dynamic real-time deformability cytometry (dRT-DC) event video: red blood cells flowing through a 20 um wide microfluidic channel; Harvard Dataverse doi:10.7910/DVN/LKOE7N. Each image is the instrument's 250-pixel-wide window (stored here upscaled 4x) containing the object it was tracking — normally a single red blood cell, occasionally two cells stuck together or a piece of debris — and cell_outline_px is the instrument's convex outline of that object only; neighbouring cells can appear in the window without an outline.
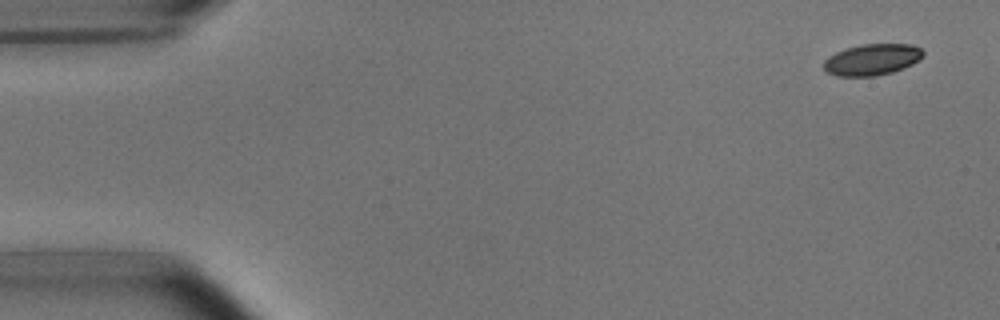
{"species": "common noctule bat (a hibernating species)", "species_latin": "Nyctalus noctula", "temperature_condition": "room temperature", "stored_images_in_passage": 4, "camera_frame_rate_fps": 3000, "um_per_image_px": 0.085, "animal": {"sex": "male", "body_mass_g": 15.6}, "frame": {"image": 1, "passage_image": 1, "time_ms": 0.0, "image_size_px": [1000, 320], "cell_outline_px": [[924, 56], [920, 60], [904, 68], [892, 72], [876, 76], [836, 76], [828, 72], [824, 68], [824, 60], [828, 56], [836, 52], [860, 44], [912, 44], [920, 48], [924, 52]], "centroid_in_image_um": [74.15, 5.06], "position_along_channel_um": 10.9, "area_um2": 18.21}}
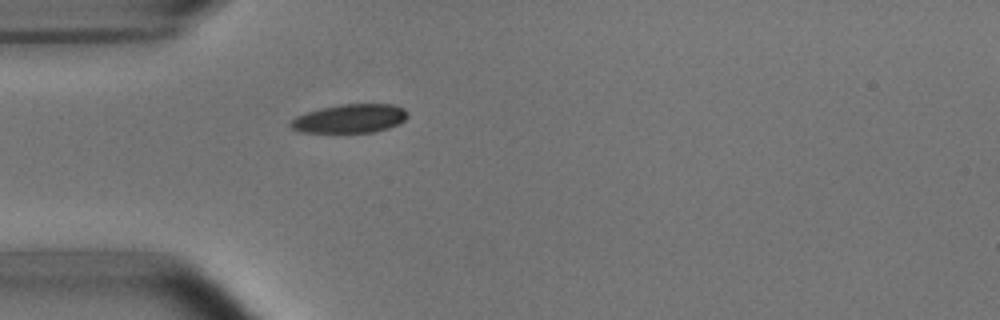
{"frame": {"image": 2, "passage_image": 4, "time_ms": 4.333, "image_size_px": [1000, 320], "cell_outline_px": [[408, 116], [400, 124], [376, 132], [300, 132], [292, 128], [288, 124], [296, 116], [320, 108], [340, 104], [392, 104], [404, 108], [408, 112]], "centroid_in_image_um": [29.77, 10.07], "position_along_channel_um": 55.2, "area_um2": 19.65}}